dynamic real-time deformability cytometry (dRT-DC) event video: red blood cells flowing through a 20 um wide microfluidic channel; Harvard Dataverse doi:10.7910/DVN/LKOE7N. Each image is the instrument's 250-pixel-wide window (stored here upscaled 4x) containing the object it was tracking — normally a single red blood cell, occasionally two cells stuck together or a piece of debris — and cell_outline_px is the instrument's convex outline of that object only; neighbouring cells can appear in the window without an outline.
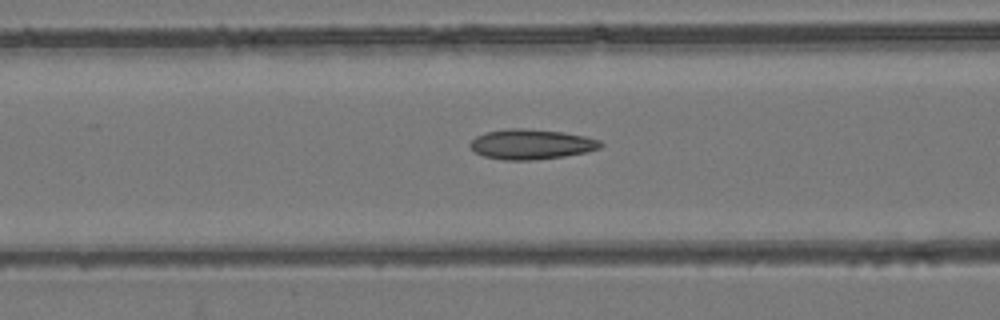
{"species": "common noctule bat (a hibernating species)", "species_latin": "Nyctalus noctula", "temperature_condition": "room temperature", "stored_images_in_passage": 51, "camera_frame_rate_fps": 3000, "um_per_image_px": 0.085, "animal": {"sex": "female", "body_mass_g": 24.6, "forearm_length_mm": 56.2}, "frame": {"image": 1, "passage_image": 22, "time_ms": 7.0, "image_size_px": [1000, 320], "cell_outline_px": [[604, 144], [600, 148], [584, 152], [564, 156], [532, 160], [504, 160], [484, 156], [476, 152], [468, 144], [476, 136], [488, 132], [508, 128], [524, 128], [564, 132], [584, 136], [600, 140]], "centroid_in_image_um": [45.16, 12.25], "position_along_channel_um": 121.4, "area_um2": 22.72}}
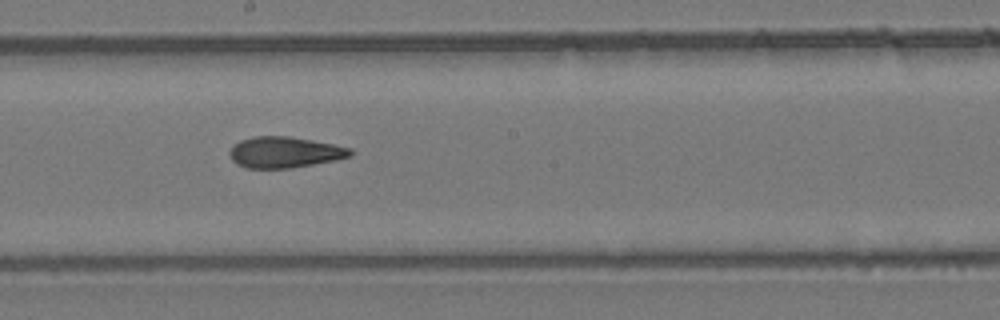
{"frame": {"image": 2, "passage_image": 30, "time_ms": 9.667, "image_size_px": [1000, 320], "cell_outline_px": [[352, 156], [336, 160], [288, 168], [248, 168], [236, 164], [232, 160], [228, 152], [232, 144], [240, 140], [252, 136], [288, 136], [312, 140], [352, 148]], "centroid_in_image_um": [24.16, 12.93], "position_along_channel_um": 224.0, "area_um2": 21.91}}
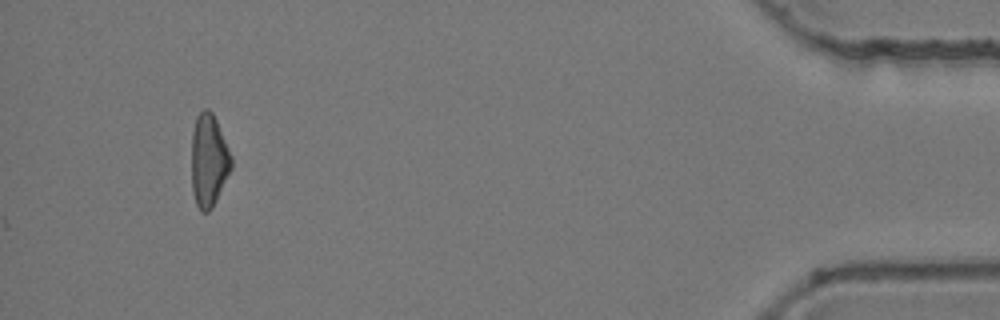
{"frame": {"image": 3, "passage_image": 51, "time_ms": 16.667, "image_size_px": [1000, 320], "cell_outline_px": [[232, 168], [212, 208], [208, 212], [200, 212], [196, 204], [192, 192], [192, 132], [196, 116], [204, 108], [208, 108], [212, 112], [216, 120], [232, 156]], "centroid_in_image_um": [17.74, 13.65], "position_along_channel_um": 417.5, "area_um2": 21.56}, "authors_computed_cell_mechanics": {"area_um2": 22.1952, "velocity_mm_per_s": 3.8457, "shape_relaxation_time_tau1_ms": 10.4102, "shape_relaxation_time_tau2_ms": 3.5977, "deformation_change_tau1": 0.2102, "deformation_change_tau2": 0.0968}}